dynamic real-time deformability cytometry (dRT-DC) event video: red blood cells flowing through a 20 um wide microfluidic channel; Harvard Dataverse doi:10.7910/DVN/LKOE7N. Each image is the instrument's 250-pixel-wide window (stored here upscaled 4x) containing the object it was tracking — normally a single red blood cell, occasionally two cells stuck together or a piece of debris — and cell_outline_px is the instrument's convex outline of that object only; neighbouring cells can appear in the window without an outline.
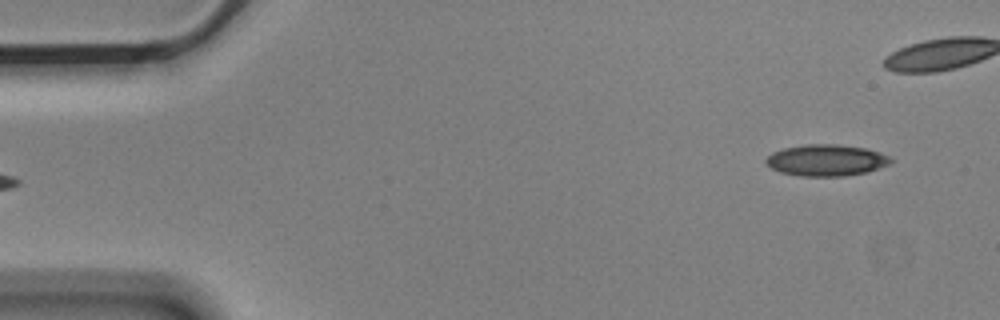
{"species": "Egyptian fruit bat (a non-hibernating species)", "species_latin": "Rousettus aegyptiacus", "temperature_condition": "cold", "stored_images_in_passage": 4, "camera_frame_rate_fps": 3000, "um_per_image_px": 0.085, "animal": {"sex": "male"}, "frame": {"image": 1, "passage_image": 4, "time_ms": 1.0, "image_size_px": [1000, 320], "cell_outline_px": [[892, 160], [888, 164], [868, 172], [844, 176], [800, 176], [780, 172], [772, 168], [764, 160], [772, 152], [784, 148], [808, 144], [836, 144], [864, 148], [880, 152], [888, 156]], "centroid_in_image_um": [70.22, 13.62], "position_along_channel_um": 14.8, "area_um2": 22.72}}